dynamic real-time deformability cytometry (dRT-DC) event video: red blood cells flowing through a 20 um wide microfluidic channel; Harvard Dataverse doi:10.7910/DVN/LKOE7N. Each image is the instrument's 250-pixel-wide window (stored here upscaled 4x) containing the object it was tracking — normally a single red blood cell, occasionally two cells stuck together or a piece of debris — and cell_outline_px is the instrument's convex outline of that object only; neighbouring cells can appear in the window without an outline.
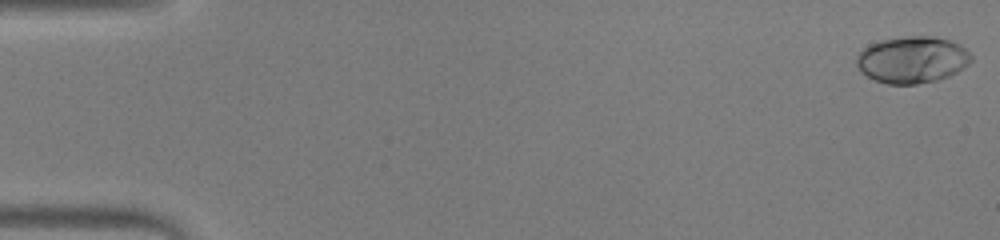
{"species": "human", "species_latin": "Homo sapiens", "temperature_condition": "warm", "stored_images_in_passage": 53, "camera_frame_rate_fps": 3000, "um_per_image_px": 0.085, "donor": {"sex": "male"}, "frame": {"image": 1, "passage_image": 1, "time_ms": 0.0, "image_size_px": [1000, 240], "cell_outline_px": [[972, 60], [968, 64], [956, 72], [948, 76], [936, 80], [916, 84], [888, 84], [876, 80], [860, 72], [856, 64], [856, 56], [868, 44], [880, 40], [904, 36], [932, 36], [948, 40], [964, 48], [972, 56]], "centroid_in_image_um": [77.49, 5.07], "position_along_channel_um": 7.5, "area_um2": 31.1}}
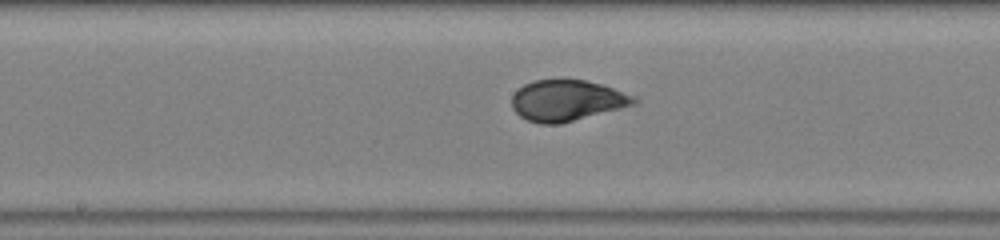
{"frame": {"image": 2, "passage_image": 28, "time_ms": 9.0, "image_size_px": [1000, 240], "cell_outline_px": [[640, 104], [560, 124], [540, 124], [528, 120], [520, 116], [512, 108], [512, 96], [524, 84], [532, 80], [560, 76], [564, 76], [584, 80], [600, 84], [636, 96], [640, 100]], "centroid_in_image_um": [48.23, 8.51], "position_along_channel_um": 200.0, "area_um2": 30.17}}
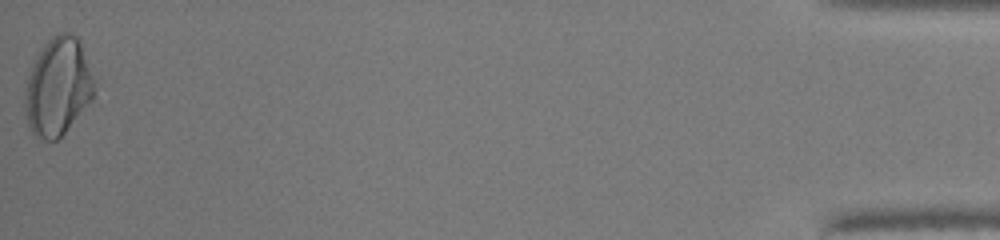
{"frame": {"image": 3, "passage_image": 53, "time_ms": 17.333, "image_size_px": [1000, 240], "cell_outline_px": [[92, 100], [64, 132], [56, 140], [44, 140], [36, 136], [32, 132], [28, 124], [24, 108], [24, 88], [28, 76], [36, 56], [40, 48], [56, 32], [68, 32], [76, 36], [80, 44], [92, 76]], "centroid_in_image_um": [4.86, 7.37], "position_along_channel_um": 430.3, "area_um2": 38.96}, "authors_computed_cell_mechanics": {"area_um2": 29.5358, "velocity_mm_per_s": 3.9402, "shape_relaxation_time_tau1_ms": 5.1518, "shape_relaxation_time_tau2_ms": null, "deformation_change_tau1": 0.2399, "deformation_change_tau2": null}}